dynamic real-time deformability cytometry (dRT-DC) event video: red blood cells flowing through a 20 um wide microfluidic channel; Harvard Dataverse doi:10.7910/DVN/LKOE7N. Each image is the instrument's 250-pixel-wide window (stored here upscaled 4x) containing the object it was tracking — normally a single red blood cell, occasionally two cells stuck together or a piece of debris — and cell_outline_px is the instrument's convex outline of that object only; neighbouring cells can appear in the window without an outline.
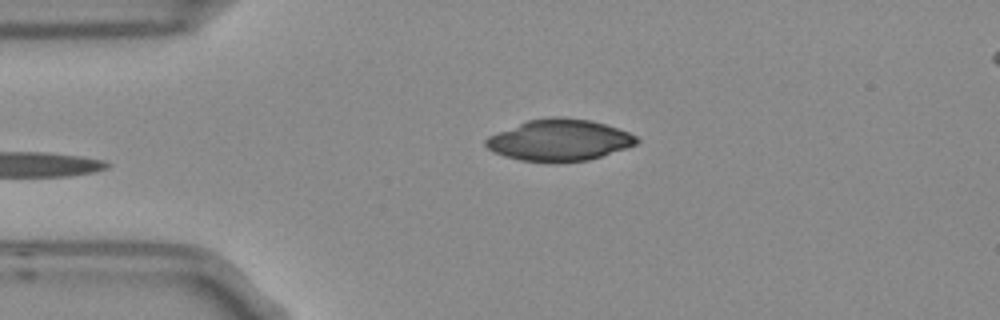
{"species": "Egyptian fruit bat (a non-hibernating species)", "species_latin": "Rousettus aegyptiacus", "temperature_condition": "room temperature", "stored_images_in_passage": 3, "camera_frame_rate_fps": 3000, "um_per_image_px": 0.085, "frame": {"image": 1, "passage_image": 3, "time_ms": 0.667, "image_size_px": [1000, 320], "cell_outline_px": [[640, 140], [636, 144], [588, 160], [520, 160], [504, 156], [492, 152], [484, 144], [484, 140], [488, 136], [528, 120], [552, 116], [560, 116], [588, 120], [604, 124], [628, 132], [636, 136]], "centroid_in_image_um": [47.51, 11.88], "position_along_channel_um": 37.5, "area_um2": 35.55}}